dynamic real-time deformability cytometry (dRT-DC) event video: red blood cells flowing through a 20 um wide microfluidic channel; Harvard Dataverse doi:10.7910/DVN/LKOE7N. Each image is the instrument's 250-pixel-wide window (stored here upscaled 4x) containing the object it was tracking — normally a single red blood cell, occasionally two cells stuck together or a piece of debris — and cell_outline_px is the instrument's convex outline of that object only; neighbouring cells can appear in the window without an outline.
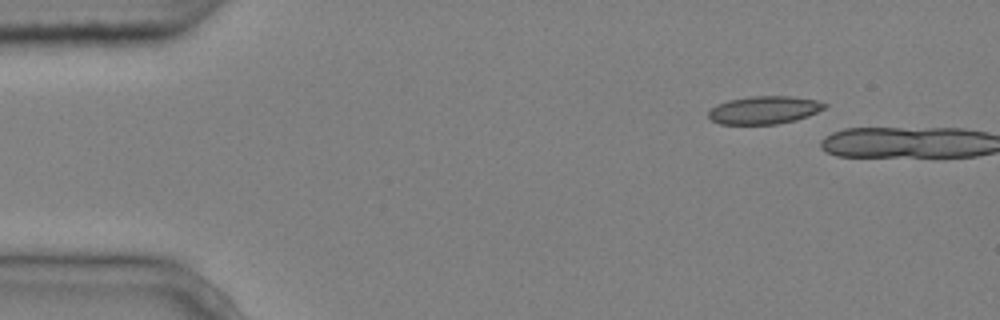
{"species": "common noctule bat (a hibernating species)", "species_latin": "Nyctalus noctula", "temperature_condition": "cold", "stored_images_in_passage": 2, "camera_frame_rate_fps": 3000, "um_per_image_px": 0.085, "animal": {"sex": "male", "body_mass_g": 20.4}, "frame": {"image": 1, "passage_image": 1, "time_ms": 0.0, "image_size_px": [1000, 320], "cell_outline_px": [[828, 104], [824, 108], [808, 116], [796, 120], [776, 124], [720, 124], [712, 120], [708, 116], [708, 112], [716, 104], [728, 100], [752, 96], [788, 96], [816, 100]], "centroid_in_image_um": [64.94, 9.35], "position_along_channel_um": 20.1, "area_um2": 18.79}}